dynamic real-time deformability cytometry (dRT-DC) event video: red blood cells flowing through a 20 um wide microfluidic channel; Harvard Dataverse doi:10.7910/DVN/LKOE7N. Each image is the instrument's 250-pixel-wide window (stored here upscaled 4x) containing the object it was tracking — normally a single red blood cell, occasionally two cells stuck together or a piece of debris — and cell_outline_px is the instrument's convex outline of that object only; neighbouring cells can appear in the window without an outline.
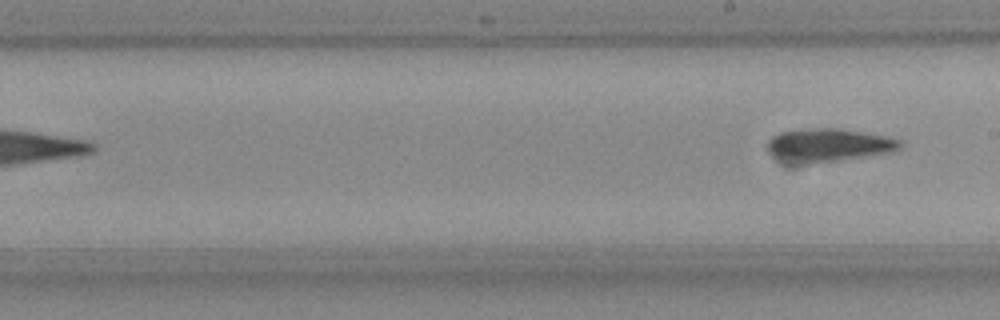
{"species": "Egyptian fruit bat (a non-hibernating species)", "species_latin": "Rousettus aegyptiacus", "temperature_condition": "room temperature", "stored_images_in_passage": 6, "segment_of_instrument_passage": [2, 2], "camera_frame_rate_fps": 3000, "um_per_image_px": 0.085, "frame": {"image": 1, "passage_image": 6, "time_ms": 1.667, "image_size_px": [1000, 320], "cell_outline_px": [[904, 144], [900, 148], [884, 152], [860, 156], [796, 164], [784, 164], [772, 156], [768, 152], [764, 144], [772, 136], [780, 132], [796, 128], [840, 128], [864, 132], [884, 136], [900, 140]], "centroid_in_image_um": [70.24, 12.31], "position_along_channel_um": 218.8, "area_um2": 25.55}}